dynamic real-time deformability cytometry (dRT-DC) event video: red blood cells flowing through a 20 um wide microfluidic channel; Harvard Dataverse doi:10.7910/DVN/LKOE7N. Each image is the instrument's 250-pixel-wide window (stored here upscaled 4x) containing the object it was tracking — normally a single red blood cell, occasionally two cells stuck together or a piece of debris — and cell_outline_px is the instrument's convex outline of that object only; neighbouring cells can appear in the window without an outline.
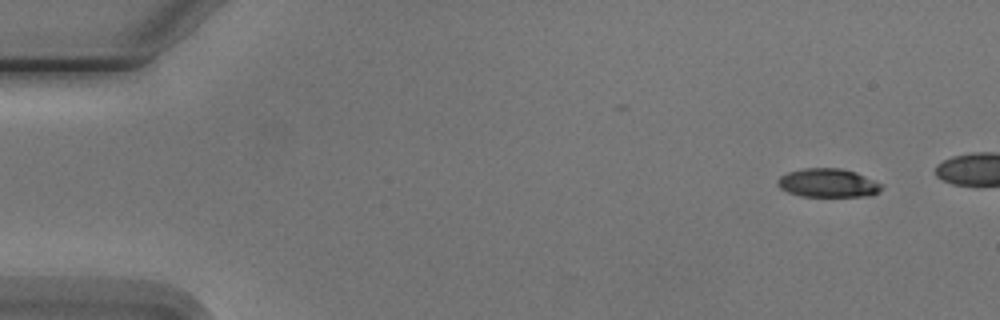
{"species": "Egyptian fruit bat (a non-hibernating species)", "species_latin": "Rousettus aegyptiacus", "temperature_condition": "cold", "stored_images_in_passage": 5, "camera_frame_rate_fps": 3000, "um_per_image_px": 0.085, "animal": {"sex": "male"}, "frame": {"image": 1, "passage_image": 1, "time_ms": 0.0, "image_size_px": [1000, 320], "cell_outline_px": [[884, 184], [872, 196], [800, 196], [788, 192], [780, 188], [776, 184], [776, 180], [780, 176], [788, 172], [804, 168], [840, 168], [856, 172]], "centroid_in_image_um": [70.35, 15.55], "position_along_channel_um": 14.6, "area_um2": 17.4}}